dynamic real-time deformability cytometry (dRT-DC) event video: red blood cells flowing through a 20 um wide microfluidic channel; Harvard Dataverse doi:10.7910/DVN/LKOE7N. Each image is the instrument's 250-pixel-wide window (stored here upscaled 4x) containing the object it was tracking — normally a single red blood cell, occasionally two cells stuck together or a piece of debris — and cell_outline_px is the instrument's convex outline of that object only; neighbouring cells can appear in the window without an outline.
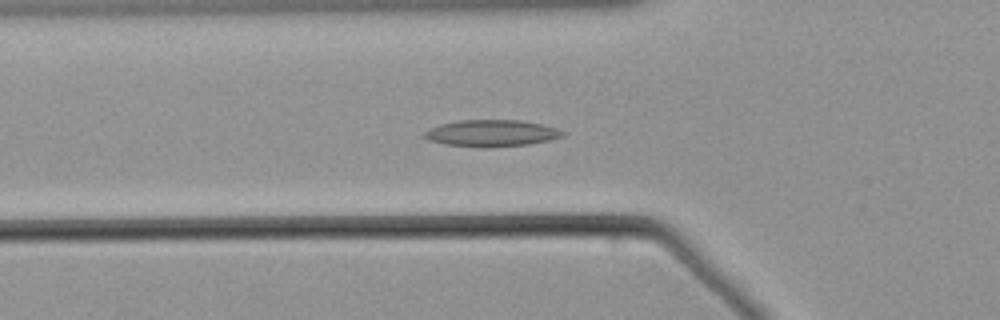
{"species": "common noctule bat (a hibernating species)", "species_latin": "Nyctalus noctula", "temperature_condition": "warm", "stored_images_in_passage": 57, "camera_frame_rate_fps": 3000, "um_per_image_px": 0.085, "animal": {"sex": "male", "body_mass_g": 21.5, "forearm_length_mm": 52.0}, "frame": {"image": 1, "passage_image": 21, "time_ms": 6.667, "image_size_px": [1000, 320], "cell_outline_px": [[564, 136], [548, 140], [528, 144], [488, 148], [484, 148], [444, 144], [428, 140], [424, 136], [424, 132], [440, 124], [460, 120], [520, 120], [540, 124], [556, 128], [564, 132]], "centroid_in_image_um": [41.76, 11.33], "position_along_channel_um": 84.0, "area_um2": 21.39}}
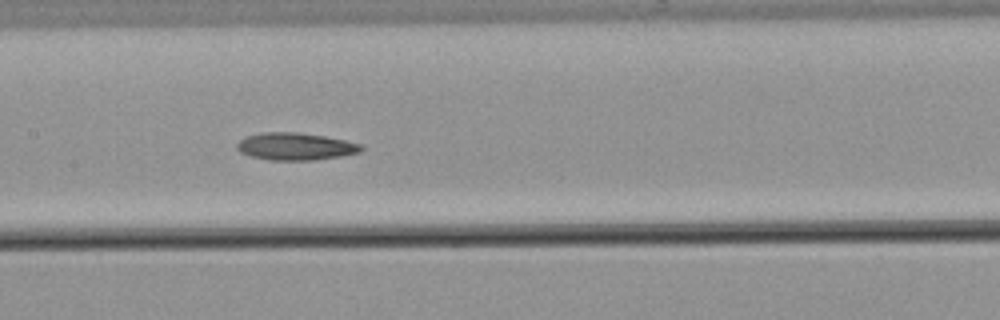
{"frame": {"image": 2, "passage_image": 29, "time_ms": 9.333, "image_size_px": [1000, 320], "cell_outline_px": [[364, 148], [360, 152], [340, 156], [316, 160], [268, 160], [252, 156], [240, 152], [236, 148], [236, 144], [240, 140], [248, 136], [260, 132], [296, 132], [324, 136], [364, 144]], "centroid_in_image_um": [25.13, 12.45], "position_along_channel_um": 182.3, "area_um2": 19.83}}
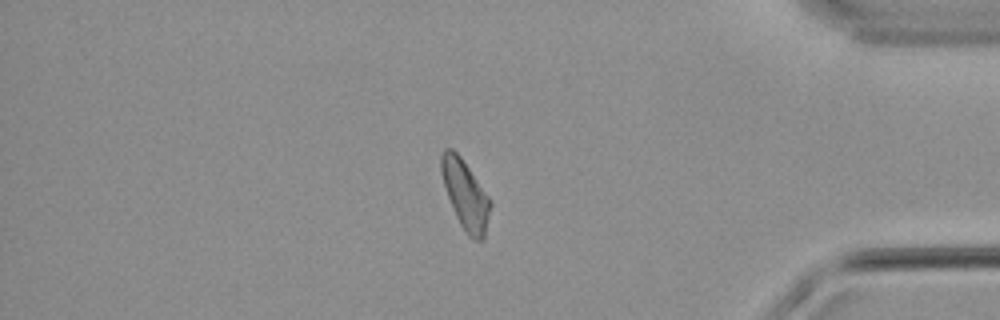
{"frame": {"image": 3, "passage_image": 49, "time_ms": 16.0, "image_size_px": [1000, 320], "cell_outline_px": [[492, 204], [484, 240], [472, 240], [468, 236], [460, 224], [456, 216], [448, 196], [440, 172], [440, 156], [444, 148], [452, 148], [460, 156], [492, 200]], "centroid_in_image_um": [39.57, 16.56], "position_along_channel_um": 395.6, "area_um2": 19.83}}